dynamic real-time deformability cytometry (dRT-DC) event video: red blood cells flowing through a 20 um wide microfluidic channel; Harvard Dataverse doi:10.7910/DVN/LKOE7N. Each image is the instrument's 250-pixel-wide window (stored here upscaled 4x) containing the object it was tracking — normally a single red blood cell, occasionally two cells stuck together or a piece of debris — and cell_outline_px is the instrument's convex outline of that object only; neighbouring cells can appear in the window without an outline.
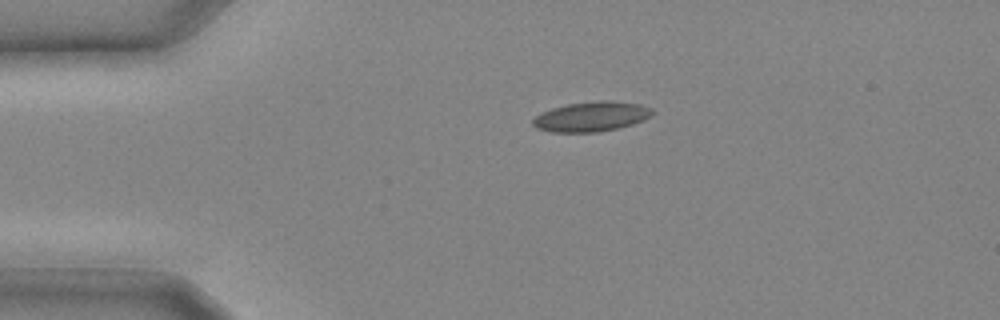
{"species": "common noctule bat (a hibernating species)", "species_latin": "Nyctalus noctula", "temperature_condition": "cold", "stored_images_in_passage": 21, "camera_frame_rate_fps": 3000, "um_per_image_px": 0.085, "animal": {"sex": "male", "body_mass_g": 20.4}, "frame": {"image": 1, "passage_image": 1, "time_ms": 0.0, "image_size_px": [1000, 320], "cell_outline_px": [[656, 112], [652, 116], [644, 120], [632, 124], [600, 132], [552, 132], [536, 128], [532, 124], [532, 120], [536, 116], [552, 108], [568, 104], [600, 100], [608, 100], [640, 104], [652, 108]], "centroid_in_image_um": [50.31, 9.91], "position_along_channel_um": 34.7, "area_um2": 20.81}}
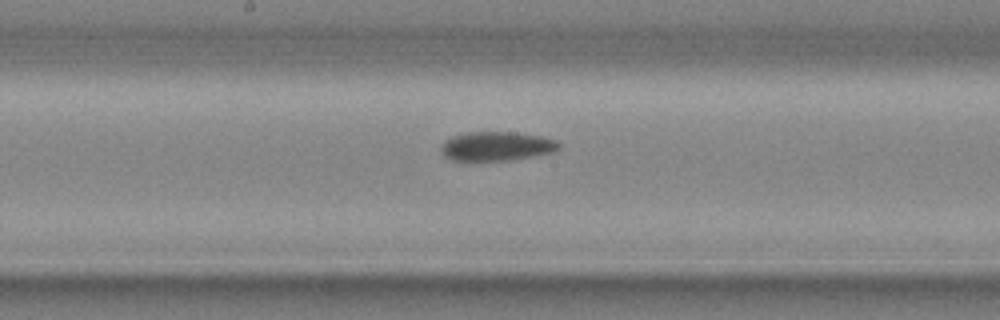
{"frame": {"image": 2, "passage_image": 10, "time_ms": 3.0, "image_size_px": [1000, 320], "cell_outline_px": [[560, 148], [556, 152], [508, 160], [452, 160], [444, 156], [440, 148], [444, 140], [452, 136], [468, 132], [516, 132], [540, 136], [556, 140], [560, 144]], "centroid_in_image_um": [42.22, 12.42], "position_along_channel_um": 206.0, "area_um2": 20.0}}
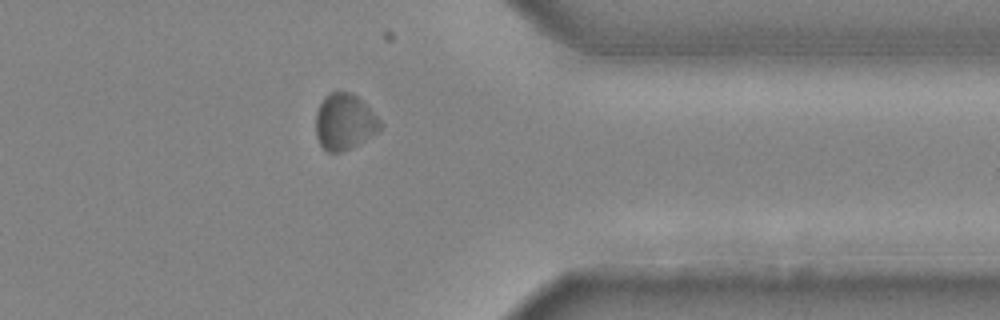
{"frame": {"image": 3, "passage_image": 18, "time_ms": 5.667, "image_size_px": [1000, 320], "cell_outline_px": [[384, 124], [376, 132], [356, 144], [340, 152], [328, 152], [320, 144], [316, 136], [316, 112], [324, 96], [332, 92], [352, 92]], "centroid_in_image_um": [29.24, 10.34], "position_along_channel_um": 382.2, "area_um2": 20.52}}